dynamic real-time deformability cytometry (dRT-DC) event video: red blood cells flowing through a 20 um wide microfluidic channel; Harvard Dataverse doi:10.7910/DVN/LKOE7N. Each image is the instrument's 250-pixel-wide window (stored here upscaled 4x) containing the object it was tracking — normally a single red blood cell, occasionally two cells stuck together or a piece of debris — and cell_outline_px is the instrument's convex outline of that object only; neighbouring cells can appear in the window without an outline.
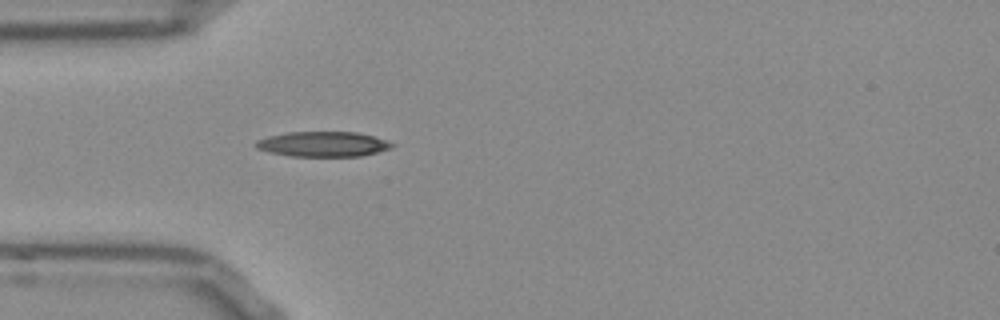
{"species": "Egyptian fruit bat (a non-hibernating species)", "species_latin": "Rousettus aegyptiacus", "temperature_condition": "room temperature", "stored_images_in_passage": 39, "camera_frame_rate_fps": 3000, "um_per_image_px": 0.085, "frame": {"image": 1, "passage_image": 1, "time_ms": 0.0, "image_size_px": [1000, 320], "cell_outline_px": [[392, 148], [360, 156], [292, 156], [272, 152], [256, 148], [252, 144], [256, 140], [268, 136], [288, 132], [356, 132], [372, 136], [384, 140], [392, 144]], "centroid_in_image_um": [27.39, 12.24], "position_along_channel_um": 57.6, "area_um2": 19.65}}
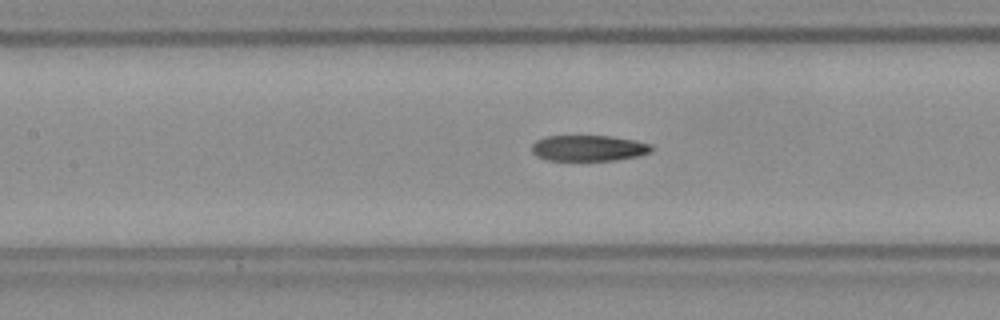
{"frame": {"image": 2, "passage_image": 9, "time_ms": 2.667, "image_size_px": [1000, 320], "cell_outline_px": [[652, 152], [640, 156], [616, 160], [548, 160], [536, 156], [532, 152], [532, 144], [536, 140], [544, 136], [612, 136], [636, 140], [652, 144]], "centroid_in_image_um": [50.06, 12.58], "position_along_channel_um": 157.3, "area_um2": 18.26}}
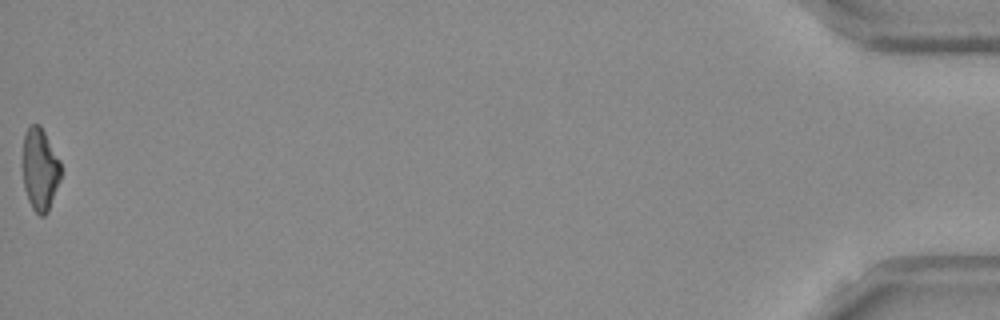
{"frame": {"image": 3, "passage_image": 39, "time_ms": 12.667, "image_size_px": [1000, 320], "cell_outline_px": [[60, 180], [48, 212], [44, 216], [40, 216], [32, 208], [28, 200], [24, 188], [20, 164], [24, 132], [32, 124], [40, 124], [60, 160]], "centroid_in_image_um": [3.35, 14.38], "position_along_channel_um": 431.9, "area_um2": 18.9}, "authors_computed_cell_mechanics": {"area_um2": 19.074, "velocity_mm_per_s": 3.8025, "shape_relaxation_time_tau1_ms": 10.556, "shape_relaxation_time_tau2_ms": 8.9372, "deformation_change_tau1": 0.2825, "deformation_change_tau2": 0.2026}}